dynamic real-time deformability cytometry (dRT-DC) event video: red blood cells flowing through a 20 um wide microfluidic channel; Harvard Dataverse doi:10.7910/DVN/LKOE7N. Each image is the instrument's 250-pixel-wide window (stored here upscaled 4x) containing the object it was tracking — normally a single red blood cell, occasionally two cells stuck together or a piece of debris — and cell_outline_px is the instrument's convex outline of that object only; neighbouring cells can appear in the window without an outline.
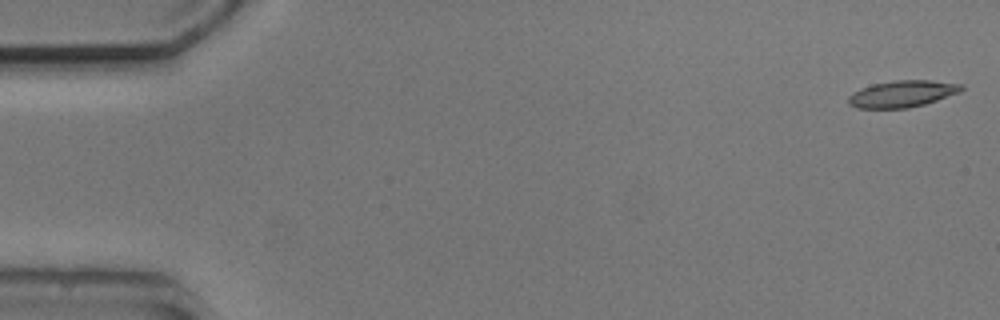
{"species": "common noctule bat (a hibernating species)", "species_latin": "Nyctalus noctula", "temperature_condition": "cold", "stored_images_in_passage": 5, "camera_frame_rate_fps": 3000, "um_per_image_px": 0.085, "animal": {"sex": "male", "body_mass_g": 20.5, "forearm_length_mm": 52.5}, "frame": {"image": 1, "passage_image": 1, "time_ms": 0.0, "image_size_px": [1000, 320], "cell_outline_px": [[964, 88], [960, 92], [924, 104], [908, 108], [856, 108], [848, 104], [848, 96], [852, 92], [860, 88], [872, 84], [896, 80], [932, 80], [964, 84]], "centroid_in_image_um": [76.68, 7.97], "position_along_channel_um": 8.3, "area_um2": 17.69}}
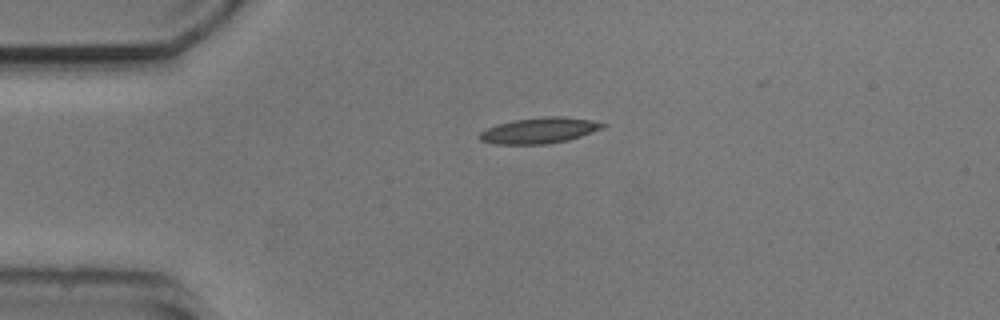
{"frame": {"image": 2, "passage_image": 4, "time_ms": 3.667, "image_size_px": [1000, 320], "cell_outline_px": [[608, 124], [604, 128], [568, 140], [548, 144], [496, 144], [480, 140], [480, 132], [496, 124], [516, 120], [544, 116], [560, 116], [588, 120]], "centroid_in_image_um": [45.85, 11.09], "position_along_channel_um": 39.1, "area_um2": 18.32}}